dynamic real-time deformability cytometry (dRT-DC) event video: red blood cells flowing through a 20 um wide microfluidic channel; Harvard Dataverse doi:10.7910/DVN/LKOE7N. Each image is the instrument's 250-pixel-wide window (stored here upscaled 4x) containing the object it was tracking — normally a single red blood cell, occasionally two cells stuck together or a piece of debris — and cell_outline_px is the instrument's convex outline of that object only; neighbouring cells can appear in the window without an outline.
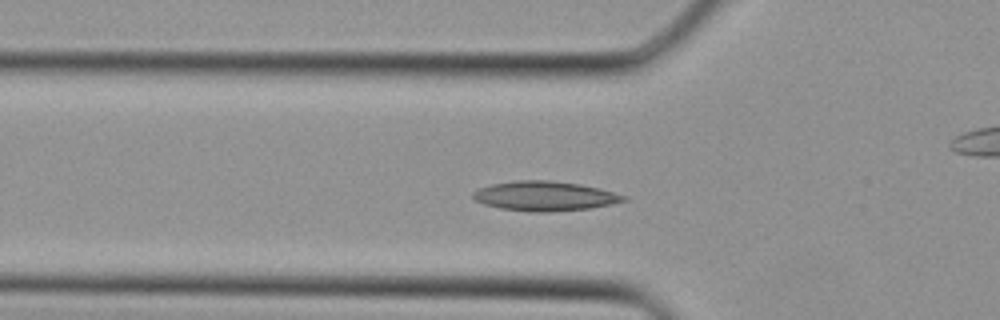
{"species": "Egyptian fruit bat (a non-hibernating species)", "species_latin": "Rousettus aegyptiacus", "temperature_condition": "cold", "stored_images_in_passage": 32, "camera_frame_rate_fps": 3000, "um_per_image_px": 0.085, "animal": {"sex": "female"}, "frame": {"image": 1, "passage_image": 10, "time_ms": 3.0, "image_size_px": [1000, 320], "cell_outline_px": [[628, 200], [588, 208], [548, 212], [528, 212], [500, 208], [484, 204], [476, 200], [472, 196], [472, 192], [480, 188], [492, 184], [516, 180], [548, 180], [580, 184], [600, 188], [628, 196]], "centroid_in_image_um": [46.3, 16.66], "position_along_channel_um": 79.5, "area_um2": 25.89}}
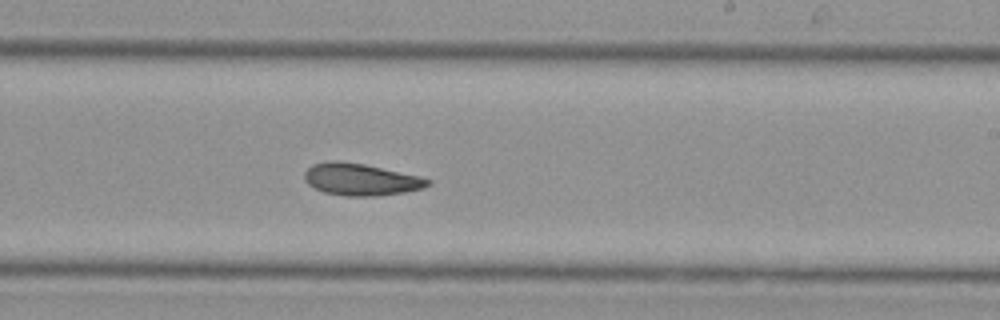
{"frame": {"image": 2, "passage_image": 20, "time_ms": 6.333, "image_size_px": [1000, 320], "cell_outline_px": [[432, 184], [420, 188], [404, 192], [376, 196], [344, 196], [324, 192], [308, 184], [304, 180], [304, 172], [312, 164], [328, 160], [336, 160], [364, 164], [420, 176], [432, 180]], "centroid_in_image_um": [30.64, 15.24], "position_along_channel_um": 258.4, "area_um2": 23.0}}
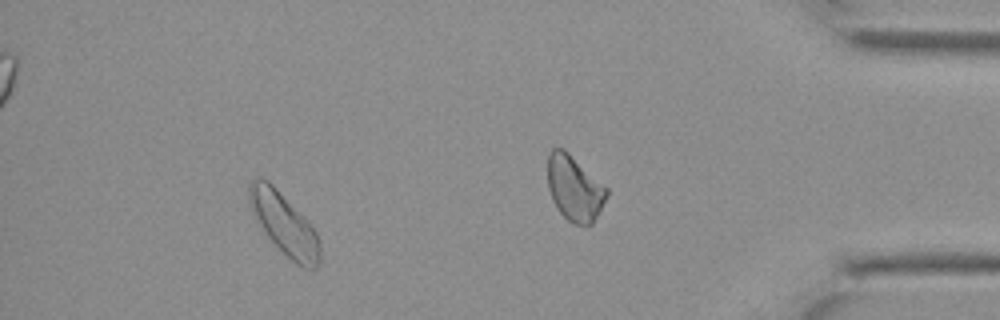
{"frame": {"image": 3, "passage_image": 28, "time_ms": 9.0, "image_size_px": [1000, 320], "cell_outline_px": [[320, 264], [316, 268], [304, 268], [296, 264], [256, 224], [248, 204], [248, 184], [256, 176], [268, 180], [276, 188], [316, 232], [320, 240]], "centroid_in_image_um": [24.1, 19.02], "position_along_channel_um": 411.1, "area_um2": 25.2}}